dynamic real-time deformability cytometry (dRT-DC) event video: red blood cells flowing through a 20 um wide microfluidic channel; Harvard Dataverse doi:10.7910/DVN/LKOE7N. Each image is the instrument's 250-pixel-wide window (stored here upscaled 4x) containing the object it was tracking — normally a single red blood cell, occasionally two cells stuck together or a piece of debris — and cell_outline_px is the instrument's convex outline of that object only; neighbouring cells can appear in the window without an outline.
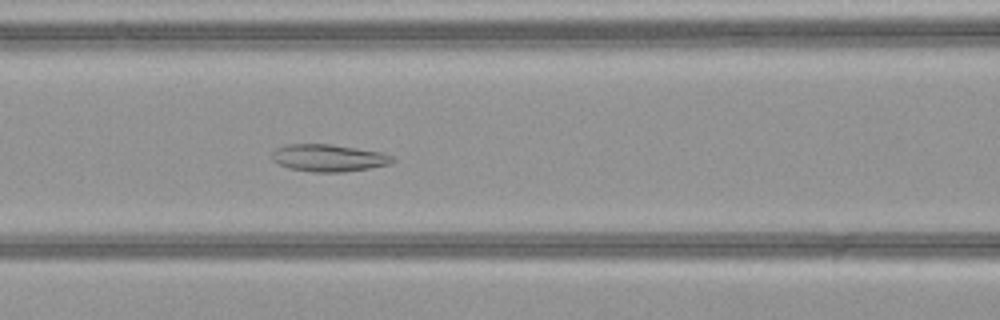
{"species": "common noctule bat (a hibernating species)", "species_latin": "Nyctalus noctula", "temperature_condition": "warm", "stored_images_in_passage": 47, "camera_frame_rate_fps": 3000, "um_per_image_px": 0.085, "animal": {"sex": "female", "body_mass_g": 21.9}, "frame": {"image": 1, "passage_image": 19, "time_ms": 6.0, "image_size_px": [1000, 320], "cell_outline_px": [[396, 160], [388, 164], [368, 168], [344, 172], [312, 172], [288, 168], [272, 160], [272, 152], [276, 148], [284, 144], [332, 144], [380, 152], [392, 156]], "centroid_in_image_um": [27.89, 13.42], "position_along_channel_um": 138.7, "area_um2": 19.07}}
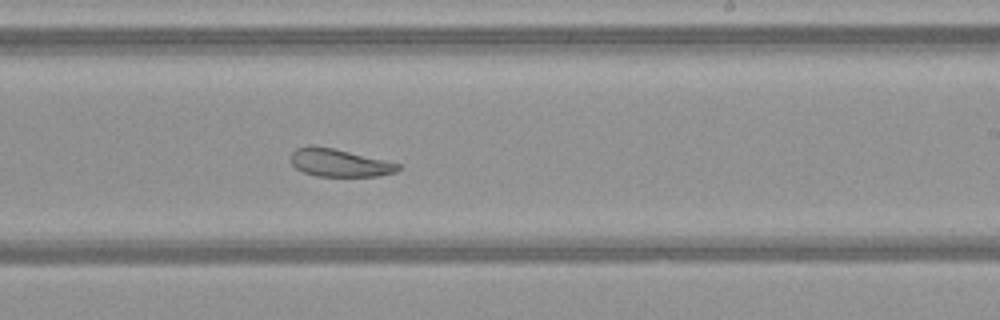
{"frame": {"image": 2, "passage_image": 28, "time_ms": 9.0, "image_size_px": [1000, 320], "cell_outline_px": [[400, 168], [396, 172], [380, 176], [316, 176], [304, 172], [296, 168], [288, 160], [292, 152], [296, 148], [308, 144], [312, 144], [332, 148], [384, 160], [400, 164]], "centroid_in_image_um": [28.78, 13.83], "position_along_channel_um": 260.2, "area_um2": 17.46}}
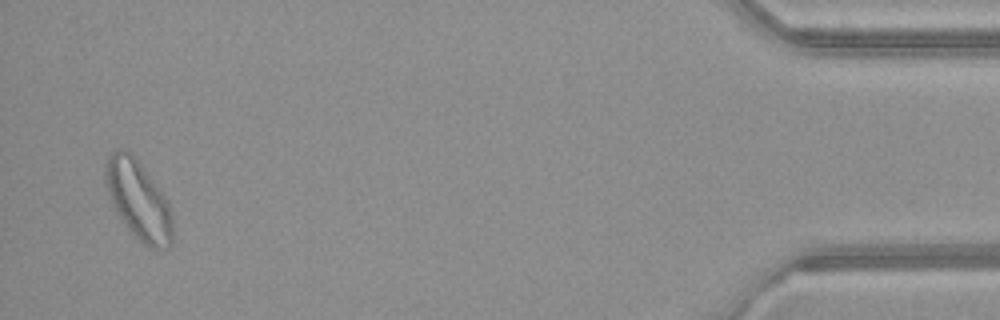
{"frame": {"image": 3, "passage_image": 46, "time_ms": 15.0, "image_size_px": [1000, 320], "cell_outline_px": [[172, 244], [168, 248], [152, 248], [144, 244], [128, 228], [116, 212], [112, 204], [104, 180], [104, 164], [108, 156], [116, 148], [124, 148], [132, 152], [160, 188], [168, 200], [172, 220]], "centroid_in_image_um": [11.75, 16.94], "position_along_channel_um": 423.5, "area_um2": 31.15}, "authors_computed_cell_mechanics": {"area_um2": 23.2356, "velocity_mm_per_s": 4.0586, "shape_relaxation_time_tau1_ms": 5.9423, "shape_relaxation_time_tau2_ms": 1.8057, "deformation_change_tau1": 0.13, "deformation_change_tau2": 0.0868}}